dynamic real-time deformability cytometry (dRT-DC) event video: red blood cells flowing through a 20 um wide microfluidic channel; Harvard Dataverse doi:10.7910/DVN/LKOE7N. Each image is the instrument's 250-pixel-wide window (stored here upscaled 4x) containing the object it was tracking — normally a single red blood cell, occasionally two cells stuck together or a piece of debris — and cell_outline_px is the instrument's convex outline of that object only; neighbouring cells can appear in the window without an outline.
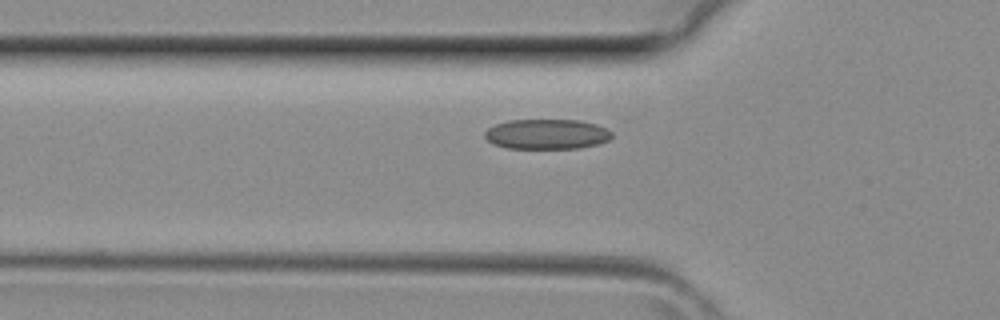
{"species": "common noctule bat (a hibernating species)", "species_latin": "Nyctalus noctula", "temperature_condition": "room temperature", "stored_images_in_passage": 28, "camera_frame_rate_fps": 3000, "um_per_image_px": 0.085, "animal": {"sex": "female", "body_mass_g": 29.2, "forearm_length_mm": 56.3}, "frame": {"image": 1, "passage_image": 2, "time_ms": 0.333, "image_size_px": [1000, 320], "cell_outline_px": [[612, 136], [608, 140], [600, 144], [580, 148], [508, 148], [492, 144], [484, 136], [484, 132], [488, 128], [496, 124], [508, 120], [580, 120], [596, 124], [612, 132]], "centroid_in_image_um": [46.47, 11.4], "position_along_channel_um": 79.3, "area_um2": 22.31}}
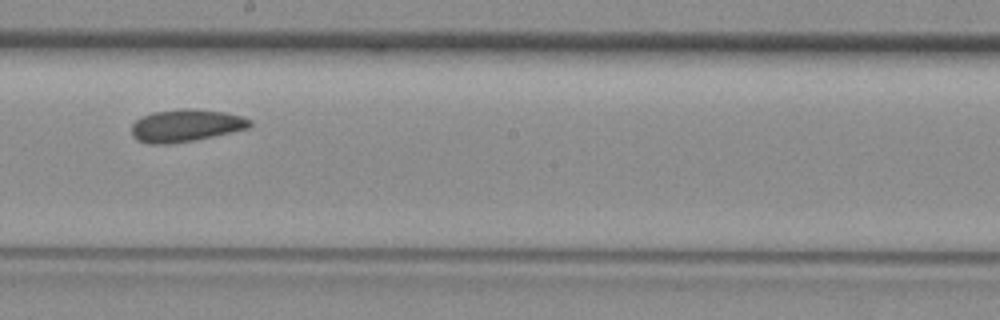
{"frame": {"image": 2, "passage_image": 11, "time_ms": 3.333, "image_size_px": [1000, 320], "cell_outline_px": [[252, 124], [248, 128], [212, 136], [192, 140], [168, 144], [148, 144], [136, 140], [132, 136], [132, 124], [140, 116], [152, 112], [180, 108], [196, 108], [224, 112], [244, 116], [252, 120]], "centroid_in_image_um": [15.77, 10.65], "position_along_channel_um": 232.4, "area_um2": 22.54}}
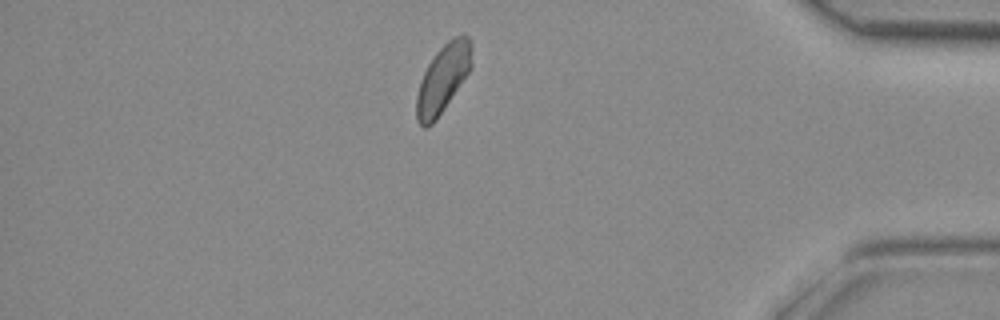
{"frame": {"image": 3, "passage_image": 23, "time_ms": 7.333, "image_size_px": [1000, 320], "cell_outline_px": [[472, 68], [436, 120], [428, 128], [424, 128], [416, 120], [416, 96], [420, 80], [428, 64], [436, 52], [452, 36], [464, 32], [468, 36], [472, 44]], "centroid_in_image_um": [37.66, 6.65], "position_along_channel_um": 397.5, "area_um2": 22.25}}